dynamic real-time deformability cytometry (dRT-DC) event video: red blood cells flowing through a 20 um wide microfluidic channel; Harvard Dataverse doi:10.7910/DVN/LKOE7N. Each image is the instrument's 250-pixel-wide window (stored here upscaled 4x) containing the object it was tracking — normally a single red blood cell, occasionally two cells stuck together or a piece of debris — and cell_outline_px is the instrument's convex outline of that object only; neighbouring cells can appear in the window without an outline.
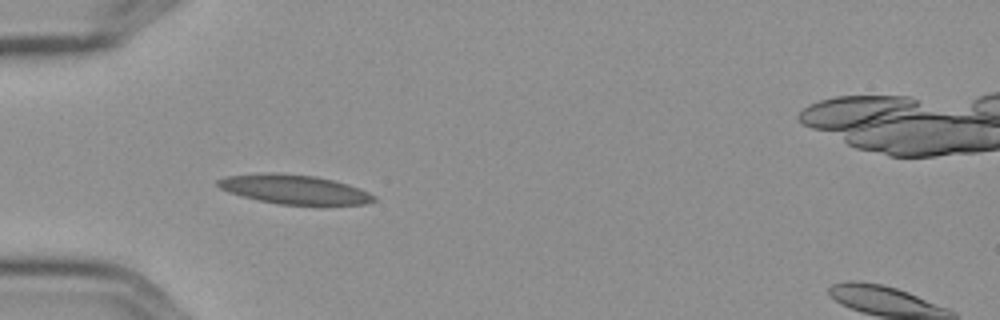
{"species": "Egyptian fruit bat (a non-hibernating species)", "species_latin": "Rousettus aegyptiacus", "temperature_condition": "cold", "stored_images_in_passage": 4, "camera_frame_rate_fps": 3000, "um_per_image_px": 0.085, "frame": {"image": 1, "passage_image": 2, "time_ms": 0.333, "image_size_px": [1000, 320], "cell_outline_px": [[376, 200], [364, 204], [324, 208], [320, 208], [276, 204], [256, 200], [228, 192], [220, 188], [216, 184], [216, 180], [224, 176], [268, 172], [272, 172], [312, 176], [332, 180], [348, 184], [360, 188], [376, 196]], "centroid_in_image_um": [25.06, 16.15], "position_along_channel_um": 59.9, "area_um2": 27.8}}
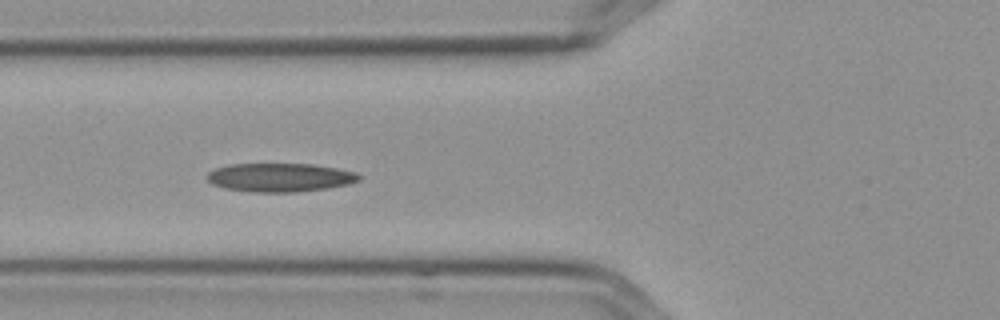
{"frame": {"image": 2, "passage_image": 3, "time_ms": 0.667, "image_size_px": [1000, 320], "cell_outline_px": [[360, 180], [348, 184], [328, 188], [296, 192], [248, 192], [224, 188], [212, 184], [204, 176], [208, 172], [216, 168], [228, 164], [312, 164], [336, 168], [356, 172], [360, 176]], "centroid_in_image_um": [23.76, 15.08], "position_along_channel_um": 102.0, "area_um2": 25.49}}
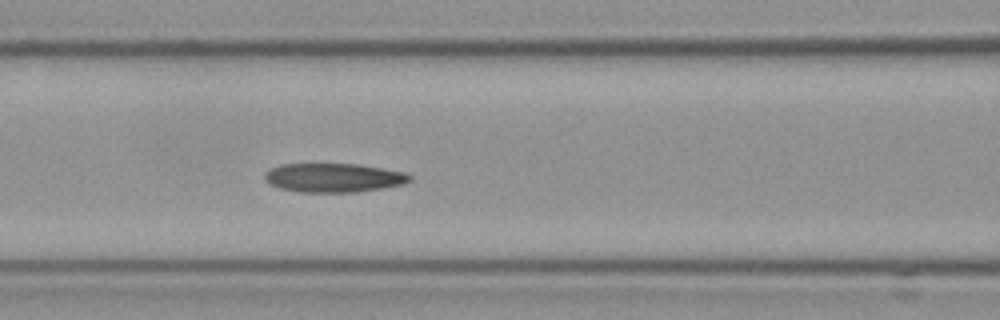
{"frame": {"image": 3, "passage_image": 4, "time_ms": 1.0, "image_size_px": [1000, 320], "cell_outline_px": [[412, 180], [404, 184], [356, 192], [300, 192], [280, 188], [272, 184], [264, 176], [264, 172], [280, 164], [356, 164], [404, 172], [412, 176]], "centroid_in_image_um": [28.37, 15.1], "position_along_channel_um": 138.2, "area_um2": 24.22}}